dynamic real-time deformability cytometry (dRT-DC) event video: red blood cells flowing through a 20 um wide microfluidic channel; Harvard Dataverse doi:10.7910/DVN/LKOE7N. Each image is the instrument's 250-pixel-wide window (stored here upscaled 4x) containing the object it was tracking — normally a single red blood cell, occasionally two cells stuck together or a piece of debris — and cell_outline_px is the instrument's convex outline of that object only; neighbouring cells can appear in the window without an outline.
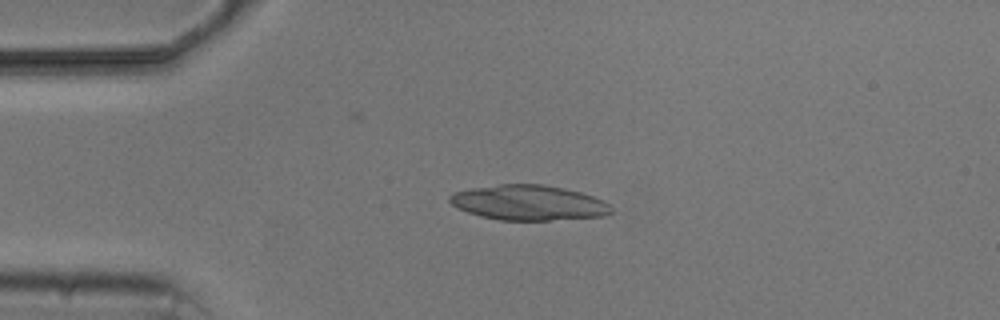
{"species": "common noctule bat (a hibernating species)", "species_latin": "Nyctalus noctula", "temperature_condition": "cold", "stored_images_in_passage": 5, "camera_frame_rate_fps": 3000, "um_per_image_px": 0.085, "animal": {"sex": "male", "body_mass_g": 20.5, "forearm_length_mm": 52.5}, "frame": {"image": 1, "passage_image": 4, "time_ms": 3.333, "image_size_px": [1000, 320], "cell_outline_px": [[612, 212], [604, 216], [548, 220], [500, 220], [480, 216], [468, 212], [452, 204], [448, 200], [448, 196], [452, 192], [472, 188], [500, 184], [540, 184], [564, 188], [580, 192], [604, 200], [612, 208]], "centroid_in_image_um": [44.93, 17.22], "position_along_channel_um": 40.1, "area_um2": 32.95}}